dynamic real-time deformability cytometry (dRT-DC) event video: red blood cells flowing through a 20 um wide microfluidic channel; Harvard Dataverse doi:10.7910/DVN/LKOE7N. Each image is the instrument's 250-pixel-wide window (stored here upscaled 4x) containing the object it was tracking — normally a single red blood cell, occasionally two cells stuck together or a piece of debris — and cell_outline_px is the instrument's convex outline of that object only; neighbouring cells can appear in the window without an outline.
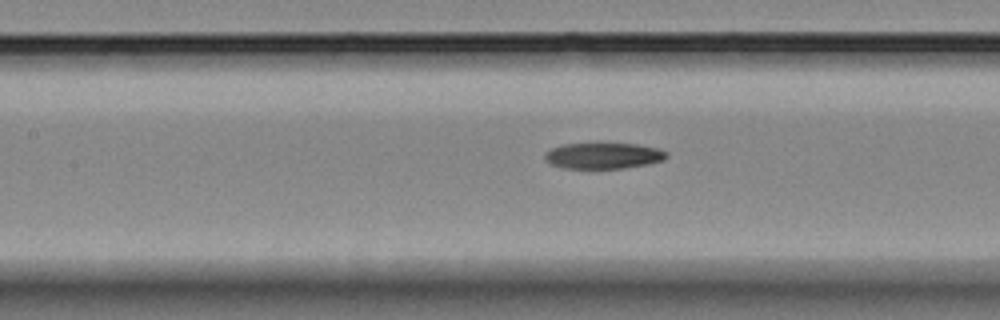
{"species": "Egyptian fruit bat (a non-hibernating species)", "species_latin": "Rousettus aegyptiacus", "temperature_condition": "room temperature", "stored_images_in_passage": 33, "camera_frame_rate_fps": 3000, "um_per_image_px": 0.085, "animal": {"sex": "female"}, "frame": {"image": 1, "passage_image": 17, "time_ms": 5.333, "image_size_px": [1000, 320], "cell_outline_px": [[668, 156], [664, 160], [648, 164], [624, 168], [564, 168], [552, 164], [544, 160], [544, 152], [552, 148], [564, 144], [636, 144], [656, 148], [668, 152]], "centroid_in_image_um": [51.28, 13.24], "position_along_channel_um": 156.1, "area_um2": 18.32}}
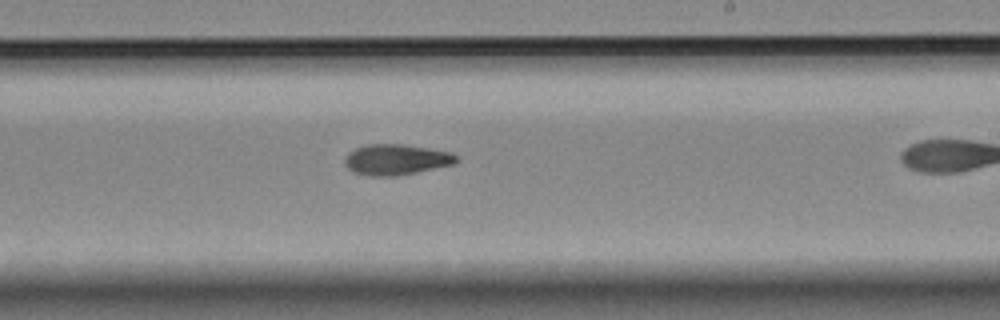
{"frame": {"image": 2, "passage_image": 24, "time_ms": 7.667, "image_size_px": [1000, 320], "cell_outline_px": [[460, 160], [452, 164], [416, 172], [396, 176], [368, 176], [352, 172], [344, 164], [344, 160], [348, 152], [364, 144], [404, 144], [452, 152]], "centroid_in_image_um": [33.64, 13.56], "position_along_channel_um": 255.4, "area_um2": 20.06}}
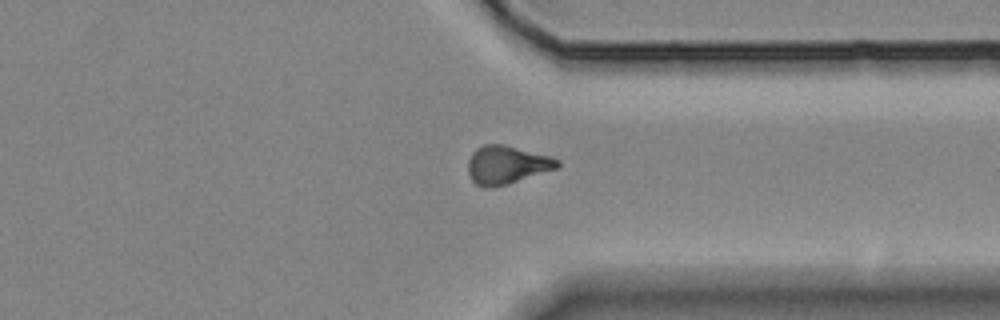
{"frame": {"image": 3, "passage_image": 32, "time_ms": 10.333, "image_size_px": [1000, 320], "cell_outline_px": [[560, 164], [556, 168], [508, 184], [484, 188], [476, 184], [472, 180], [468, 172], [468, 160], [472, 152], [476, 148], [484, 144], [504, 144], [548, 156], [560, 160]], "centroid_in_image_um": [43.03, 14.0], "position_along_channel_um": 368.4, "area_um2": 19.71}}